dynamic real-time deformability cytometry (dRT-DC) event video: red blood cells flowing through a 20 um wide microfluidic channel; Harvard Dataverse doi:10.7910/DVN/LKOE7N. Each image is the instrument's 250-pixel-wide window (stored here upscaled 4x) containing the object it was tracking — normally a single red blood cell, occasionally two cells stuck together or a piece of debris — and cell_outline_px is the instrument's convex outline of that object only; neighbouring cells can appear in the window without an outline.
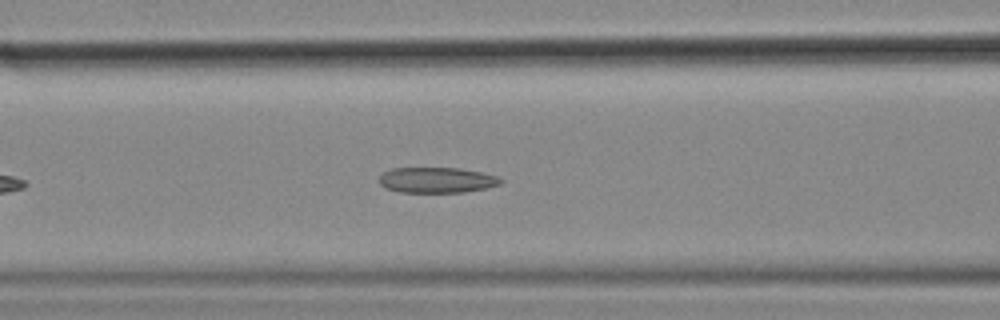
{"species": "common noctule bat (a hibernating species)", "species_latin": "Nyctalus noctula", "temperature_condition": "cold", "stored_images_in_passage": 25, "camera_frame_rate_fps": 3000, "um_per_image_px": 0.085, "animal": {"sex": "female", "body_mass_g": 18.4}, "frame": {"image": 1, "passage_image": 11, "time_ms": 3.333, "image_size_px": [1000, 320], "cell_outline_px": [[504, 180], [500, 184], [484, 188], [464, 192], [400, 192], [384, 188], [380, 184], [380, 176], [384, 172], [392, 168], [460, 168], [500, 176]], "centroid_in_image_um": [37.14, 15.3], "position_along_channel_um": 129.5, "area_um2": 18.09}}
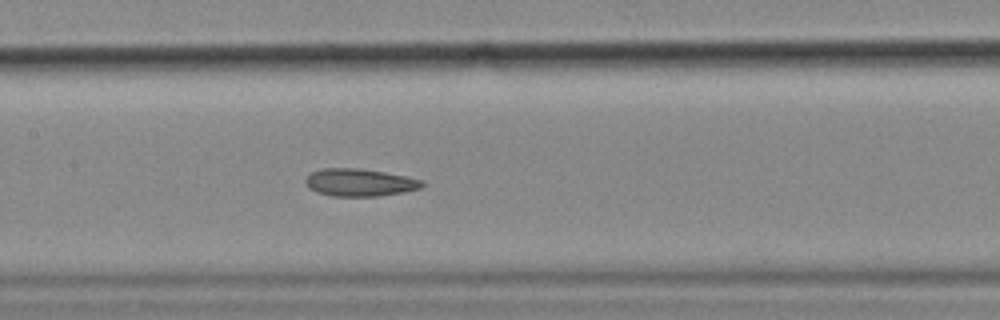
{"frame": {"image": 2, "passage_image": 15, "time_ms": 4.667, "image_size_px": [1000, 320], "cell_outline_px": [[424, 184], [420, 188], [404, 192], [380, 196], [332, 196], [316, 192], [308, 188], [304, 180], [312, 172], [324, 168], [360, 168], [408, 176], [424, 180]], "centroid_in_image_um": [30.59, 15.51], "position_along_channel_um": 176.8, "area_um2": 18.84}}